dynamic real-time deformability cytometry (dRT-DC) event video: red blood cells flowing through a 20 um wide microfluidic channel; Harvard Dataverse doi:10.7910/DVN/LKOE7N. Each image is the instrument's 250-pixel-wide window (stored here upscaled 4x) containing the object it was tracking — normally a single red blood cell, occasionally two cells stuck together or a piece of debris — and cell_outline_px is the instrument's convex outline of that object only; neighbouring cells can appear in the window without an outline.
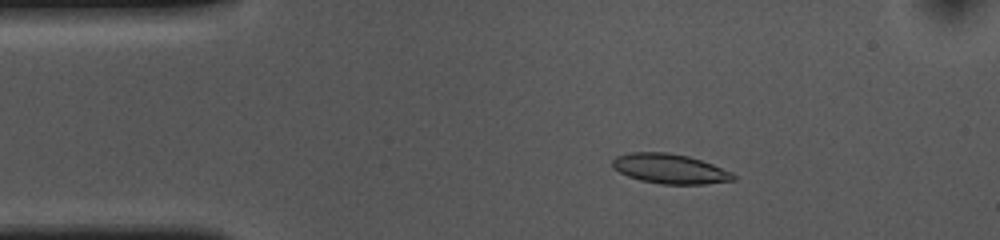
{"species": "common noctule bat (a hibernating species)", "species_latin": "Nyctalus noctula", "temperature_condition": "cold", "stored_images_in_passage": 53, "camera_frame_rate_fps": 3000, "um_per_image_px": 0.085, "animal": {"sex": "female", "body_mass_g": 10.0, "forearm_length_mm": 53.1}, "frame": {"image": 1, "passage_image": 8, "time_ms": 2.333, "image_size_px": [1000, 240], "cell_outline_px": [[736, 180], [704, 184], [660, 184], [640, 180], [628, 176], [612, 168], [612, 160], [616, 156], [632, 152], [668, 152], [688, 156], [712, 164], [732, 172], [736, 176]], "centroid_in_image_um": [56.93, 14.34], "position_along_channel_um": 28.1, "area_um2": 20.98}}
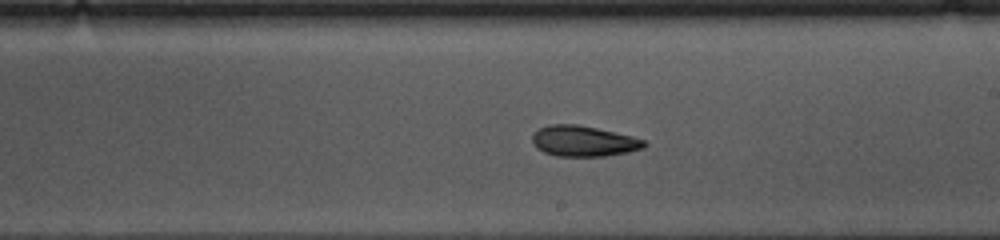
{"frame": {"image": 2, "passage_image": 29, "time_ms": 9.333, "image_size_px": [1000, 240], "cell_outline_px": [[648, 144], [644, 148], [628, 152], [604, 156], [556, 156], [544, 152], [536, 148], [532, 140], [532, 132], [548, 124], [580, 124], [632, 136], [644, 140]], "centroid_in_image_um": [49.59, 11.98], "position_along_channel_um": 239.4, "area_um2": 20.17}}
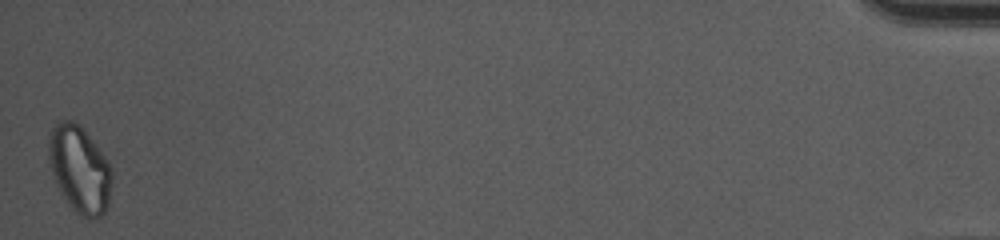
{"frame": {"image": 3, "passage_image": 53, "time_ms": 17.333, "image_size_px": [1000, 240], "cell_outline_px": [[112, 180], [108, 204], [104, 212], [100, 216], [92, 220], [88, 220], [80, 216], [68, 204], [60, 192], [56, 184], [48, 160], [48, 140], [52, 128], [56, 124], [64, 120], [72, 120], [80, 124], [108, 160], [112, 168]], "centroid_in_image_um": [6.77, 14.4], "position_along_channel_um": 428.4, "area_um2": 32.31}, "authors_computed_cell_mechanics": {"area_um2": 20.519, "velocity_mm_per_s": 3.6147, "shape_relaxation_time_tau1_ms": 4.765, "shape_relaxation_time_tau2_ms": 7.0854, "deformation_change_tau1": 0.1082, "deformation_change_tau2": 0.133}}